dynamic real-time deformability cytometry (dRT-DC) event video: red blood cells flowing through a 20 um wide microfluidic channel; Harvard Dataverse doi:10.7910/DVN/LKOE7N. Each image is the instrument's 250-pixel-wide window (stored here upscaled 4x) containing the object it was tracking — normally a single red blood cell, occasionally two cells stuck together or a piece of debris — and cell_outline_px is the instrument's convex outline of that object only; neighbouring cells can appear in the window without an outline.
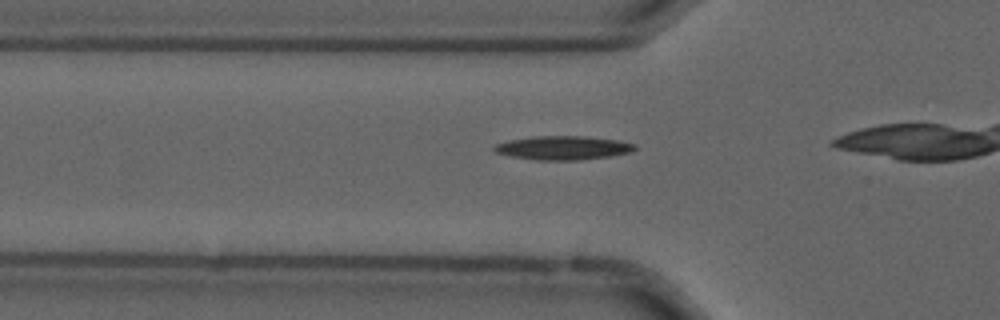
{"species": "common noctule bat (a hibernating species)", "species_latin": "Nyctalus noctula", "temperature_condition": "cold", "stored_images_in_passage": 7, "camera_frame_rate_fps": 3000, "um_per_image_px": 0.085, "animal": {"sex": "male", "forearm_length_mm": 52.5}, "frame": {"image": 1, "passage_image": 2, "time_ms": 0.333, "image_size_px": [1000, 320], "cell_outline_px": [[636, 148], [632, 152], [608, 156], [580, 160], [536, 160], [512, 156], [496, 152], [492, 148], [496, 144], [508, 140], [532, 136], [584, 136], [616, 140], [636, 144]], "centroid_in_image_um": [47.85, 12.56], "position_along_channel_um": 77.9, "area_um2": 19.42}}
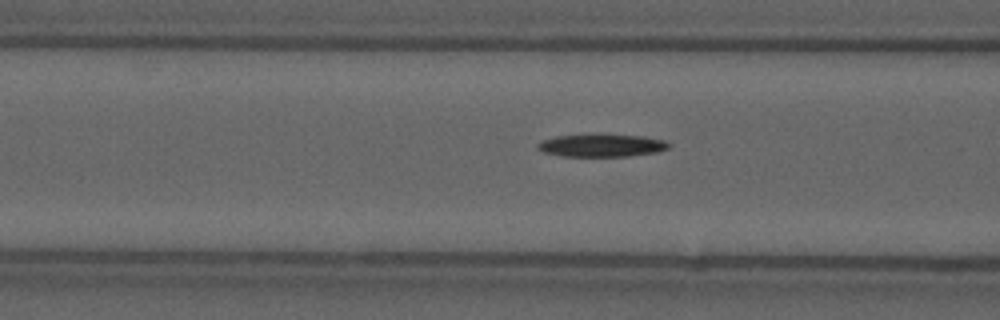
{"frame": {"image": 2, "passage_image": 5, "time_ms": 1.333, "image_size_px": [1000, 320], "cell_outline_px": [[672, 144], [668, 148], [656, 152], [628, 156], [564, 156], [544, 152], [536, 148], [536, 144], [540, 140], [556, 136], [644, 136], [664, 140]], "centroid_in_image_um": [51.13, 12.38], "position_along_channel_um": 115.5, "area_um2": 16.76}}